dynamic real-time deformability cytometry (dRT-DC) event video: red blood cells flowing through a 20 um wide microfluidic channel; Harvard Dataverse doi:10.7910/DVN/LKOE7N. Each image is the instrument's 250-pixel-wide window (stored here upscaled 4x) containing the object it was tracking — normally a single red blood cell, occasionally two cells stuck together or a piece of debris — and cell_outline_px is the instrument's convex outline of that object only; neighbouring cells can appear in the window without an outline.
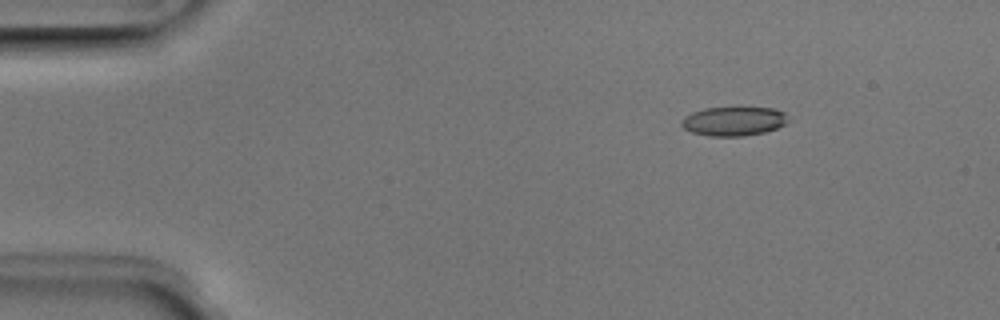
{"species": "Egyptian fruit bat (a non-hibernating species)", "species_latin": "Rousettus aegyptiacus", "temperature_condition": "room temperature", "stored_images_in_passage": 6, "camera_frame_rate_fps": 3000, "um_per_image_px": 0.085, "animal": {"sex": "male"}, "frame": {"image": 1, "passage_image": 6, "time_ms": 1.667, "image_size_px": [1000, 320], "cell_outline_px": [[788, 120], [784, 124], [776, 128], [764, 132], [744, 136], [708, 136], [692, 132], [684, 128], [680, 124], [680, 120], [684, 116], [692, 112], [704, 108], [776, 108], [784, 112]], "centroid_in_image_um": [62.32, 10.3], "position_along_channel_um": 22.7, "area_um2": 18.03}}